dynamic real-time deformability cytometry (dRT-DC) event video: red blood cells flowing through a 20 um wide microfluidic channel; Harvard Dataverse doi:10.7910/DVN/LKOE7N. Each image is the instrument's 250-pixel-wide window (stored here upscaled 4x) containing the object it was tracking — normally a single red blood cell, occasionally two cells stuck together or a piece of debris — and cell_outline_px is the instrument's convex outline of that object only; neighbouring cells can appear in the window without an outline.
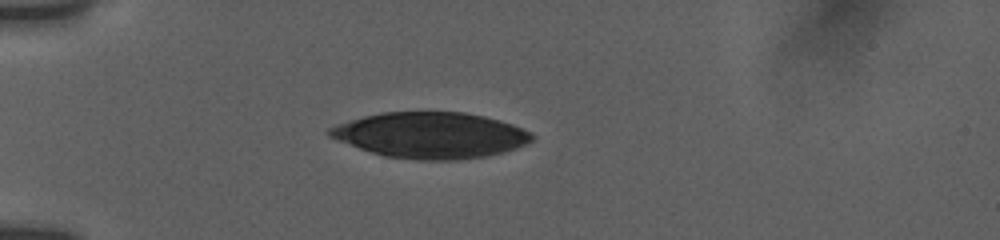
{"species": "human", "species_latin": "Homo sapiens", "temperature_condition": "room temperature", "stored_images_in_passage": 46, "camera_frame_rate_fps": 3000, "um_per_image_px": 0.085, "donor": {"sex": "female"}, "frame": {"image": 1, "passage_image": 1, "time_ms": 0.0, "image_size_px": [1000, 240], "cell_outline_px": [[536, 136], [532, 140], [516, 148], [484, 156], [456, 160], [416, 160], [384, 156], [360, 148], [328, 136], [328, 128], [364, 116], [380, 112], [464, 112], [484, 116], [512, 124]], "centroid_in_image_um": [36.6, 11.49], "position_along_channel_um": 48.4, "area_um2": 53.52}}
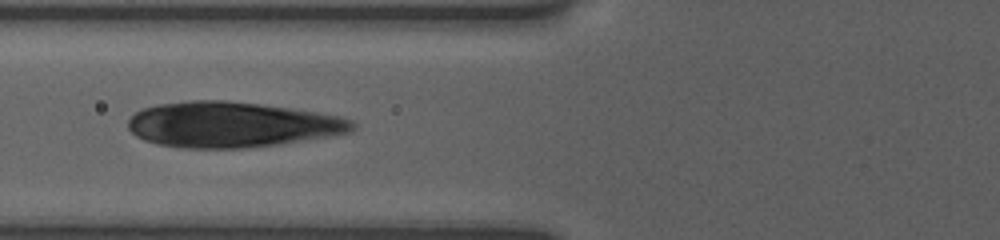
{"frame": {"image": 2, "passage_image": 8, "time_ms": 2.333, "image_size_px": [1000, 240], "cell_outline_px": [[356, 128], [352, 132], [280, 144], [244, 148], [184, 148], [156, 144], [144, 140], [136, 136], [128, 128], [128, 120], [136, 112], [144, 108], [156, 104], [188, 100], [224, 100], [260, 104], [316, 112], [340, 116], [352, 120], [356, 124]], "centroid_in_image_um": [19.68, 10.59], "position_along_channel_um": 106.1, "area_um2": 59.53}}
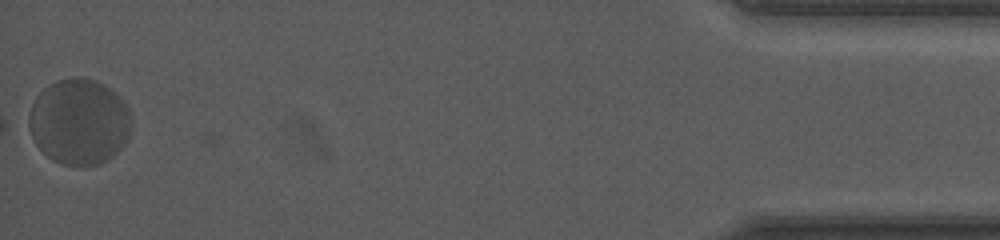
{"frame": {"image": 3, "passage_image": 46, "time_ms": 13.667, "image_size_px": [1000, 240], "cell_outline_px": [[132, 124], [128, 140], [112, 156], [96, 164], [60, 164], [52, 160], [36, 144], [28, 128], [28, 116], [32, 104], [36, 96], [44, 88], [56, 80], [72, 76], [96, 80], [104, 84], [120, 96], [124, 100], [128, 108]], "centroid_in_image_um": [6.73, 10.31], "position_along_channel_um": 428.5, "area_um2": 51.33}}